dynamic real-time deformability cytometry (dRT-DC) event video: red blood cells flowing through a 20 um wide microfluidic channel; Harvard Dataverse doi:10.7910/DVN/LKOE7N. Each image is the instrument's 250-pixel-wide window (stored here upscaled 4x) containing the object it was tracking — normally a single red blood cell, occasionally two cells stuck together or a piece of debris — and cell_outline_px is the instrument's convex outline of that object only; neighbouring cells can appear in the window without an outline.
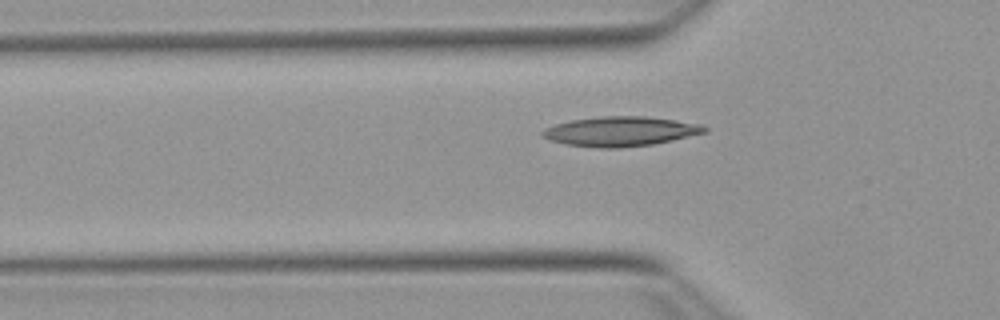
{"species": "Egyptian fruit bat (a non-hibernating species)", "species_latin": "Rousettus aegyptiacus", "temperature_condition": "warm", "stored_images_in_passage": 44, "camera_frame_rate_fps": 3000, "um_per_image_px": 0.085, "animal": {"sex": "female"}, "frame": {"image": 1, "passage_image": 12, "time_ms": 3.667, "image_size_px": [1000, 320], "cell_outline_px": [[708, 132], [672, 140], [652, 144], [620, 148], [596, 148], [564, 144], [540, 136], [540, 132], [544, 128], [556, 124], [572, 120], [604, 116], [644, 116], [676, 120], [704, 124], [708, 128]], "centroid_in_image_um": [52.75, 11.17], "position_along_channel_um": 73.0, "area_um2": 28.15}}
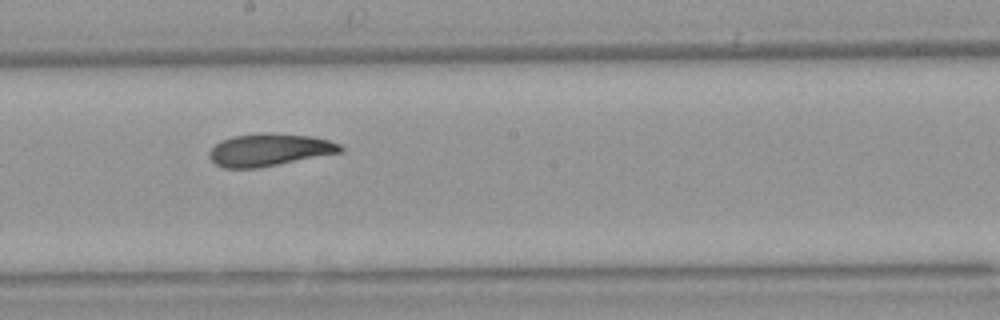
{"frame": {"image": 2, "passage_image": 24, "time_ms": 7.667, "image_size_px": [1000, 320], "cell_outline_px": [[344, 148], [340, 152], [260, 168], [224, 168], [216, 164], [208, 156], [208, 152], [220, 140], [232, 136], [256, 132], [268, 132], [312, 136], [328, 140], [340, 144]], "centroid_in_image_um": [22.86, 12.72], "position_along_channel_um": 225.3, "area_um2": 24.97}}
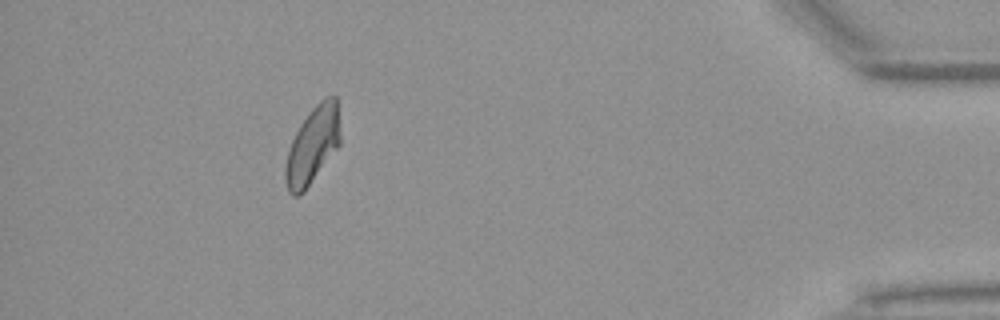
{"frame": {"image": 3, "passage_image": 43, "time_ms": 14.0, "image_size_px": [1000, 320], "cell_outline_px": [[340, 144], [304, 192], [300, 196], [292, 196], [288, 192], [284, 180], [284, 168], [288, 148], [300, 124], [308, 112], [324, 96], [336, 96], [340, 132]], "centroid_in_image_um": [26.54, 12.38], "position_along_channel_um": 408.7, "area_um2": 24.8}}